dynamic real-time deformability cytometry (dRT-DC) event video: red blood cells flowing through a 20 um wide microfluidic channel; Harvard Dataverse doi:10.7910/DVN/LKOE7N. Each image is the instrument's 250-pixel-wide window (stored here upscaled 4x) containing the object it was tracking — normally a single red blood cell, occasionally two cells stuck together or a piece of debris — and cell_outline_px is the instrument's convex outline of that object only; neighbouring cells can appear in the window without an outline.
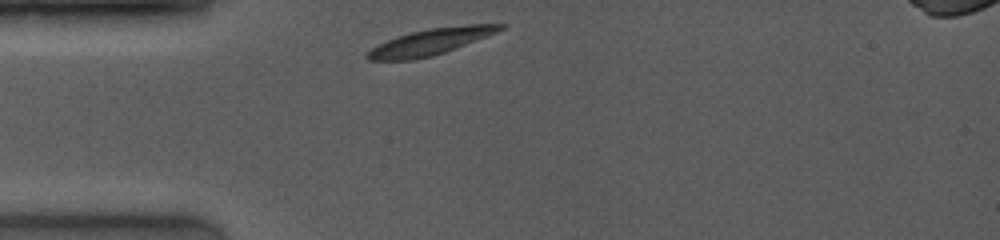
{"species": "common noctule bat (a hibernating species)", "species_latin": "Nyctalus noctula", "temperature_condition": "room temperature", "stored_images_in_passage": 15, "camera_frame_rate_fps": 4000, "um_per_image_px": 0.085, "animal": {"sex": "female", "body_mass_g": 19.0, "forearm_length_mm": 53.3}, "frame": {"image": 1, "passage_image": 1, "time_ms": 0.0, "image_size_px": [1000, 240], "cell_outline_px": [[508, 24], [504, 28], [496, 32], [444, 52], [432, 56], [412, 60], [368, 60], [364, 56], [376, 44], [396, 36], [428, 28], [468, 24]], "centroid_in_image_um": [36.54, 3.55], "position_along_channel_um": 48.5, "area_um2": 20.11}}
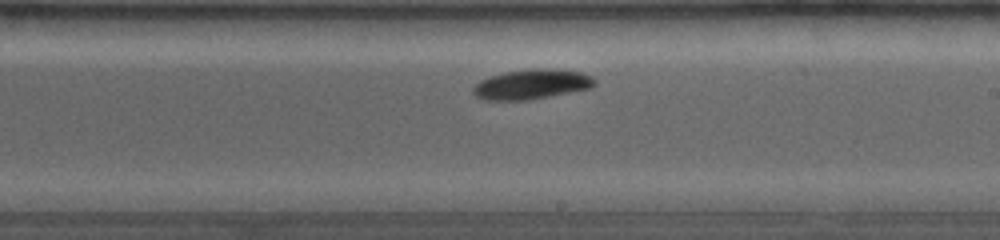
{"frame": {"image": 2, "passage_image": 7, "time_ms": 5.25, "image_size_px": [1000, 240], "cell_outline_px": [[596, 84], [592, 88], [528, 100], [484, 100], [476, 96], [472, 92], [472, 88], [480, 80], [488, 76], [504, 72], [536, 68], [556, 68], [584, 72], [592, 76], [596, 80]], "centroid_in_image_um": [45.22, 7.15], "position_along_channel_um": 243.8, "area_um2": 21.5}}
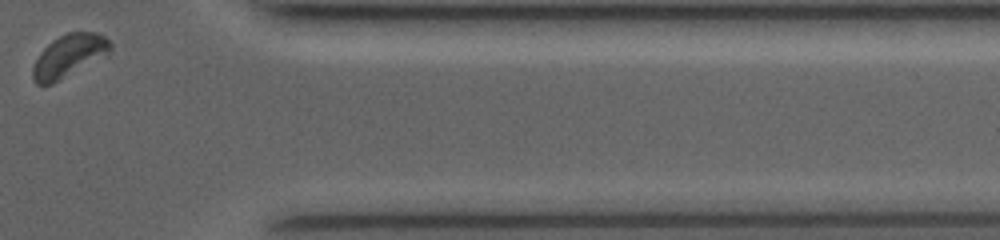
{"frame": {"image": 3, "passage_image": 15, "time_ms": 9.5, "image_size_px": [1000, 240], "cell_outline_px": [[112, 52], [52, 84], [36, 84], [32, 80], [32, 68], [40, 52], [52, 40], [68, 32], [96, 32], [104, 36], [112, 44]], "centroid_in_image_um": [5.86, 4.74], "position_along_channel_um": 405.5, "area_um2": 19.19}, "authors_computed_cell_mechanics": {"area_um2": 20.23, "velocity_mm_per_s": 3.9949, "shape_relaxation_time_tau1_ms": 1.7101, "shape_relaxation_time_tau2_ms": null, "deformation_change_tau1": 0.1019, "deformation_change_tau2": null}}